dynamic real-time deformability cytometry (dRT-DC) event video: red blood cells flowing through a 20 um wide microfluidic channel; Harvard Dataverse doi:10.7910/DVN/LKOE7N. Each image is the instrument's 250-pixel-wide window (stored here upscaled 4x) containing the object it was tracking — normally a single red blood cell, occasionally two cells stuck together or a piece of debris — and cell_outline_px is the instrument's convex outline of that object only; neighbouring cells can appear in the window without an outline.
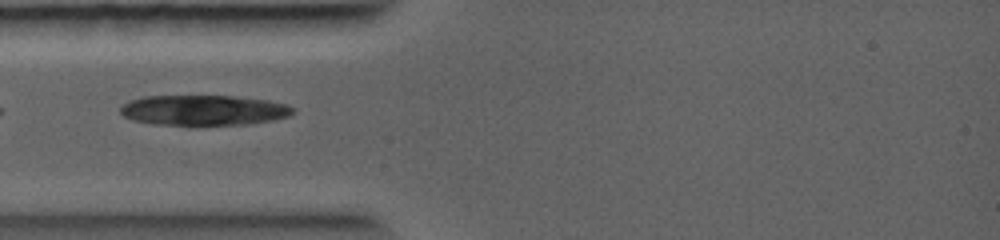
{"species": "common noctule bat (a hibernating species)", "species_latin": "Nyctalus noctula", "temperature_condition": "warm", "stored_images_in_passage": 28, "camera_frame_rate_fps": 5000, "um_per_image_px": 0.085, "animal": {"sex": "female", "body_mass_g": 19.0, "forearm_length_mm": 56.7}, "frame": {"image": 1, "passage_image": 1, "time_ms": 0.0, "image_size_px": [1000, 240], "cell_outline_px": [[292, 112], [288, 116], [272, 120], [248, 124], [192, 128], [152, 124], [132, 120], [124, 116], [120, 112], [120, 108], [124, 104], [132, 100], [144, 96], [232, 96], [268, 100], [288, 104], [292, 108]], "centroid_in_image_um": [17.27, 9.41], "position_along_channel_um": 67.7, "area_um2": 31.44}}